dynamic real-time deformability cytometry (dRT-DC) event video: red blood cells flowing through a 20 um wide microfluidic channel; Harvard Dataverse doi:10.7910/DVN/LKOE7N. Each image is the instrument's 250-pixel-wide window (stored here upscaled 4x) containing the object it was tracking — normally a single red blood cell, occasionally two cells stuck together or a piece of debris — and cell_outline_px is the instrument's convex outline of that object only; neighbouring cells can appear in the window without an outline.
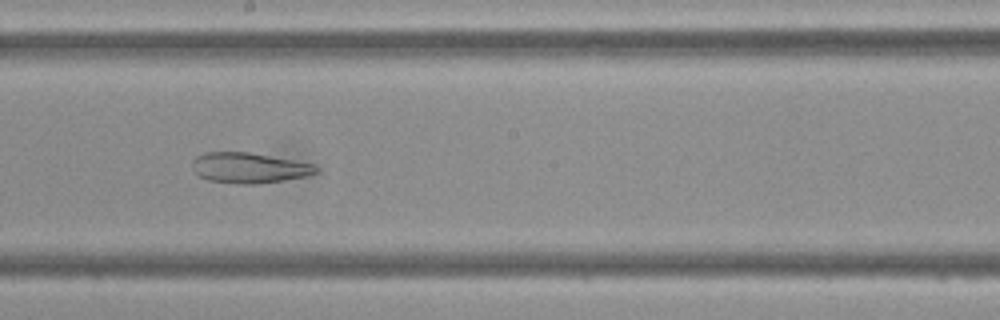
{"species": "Egyptian fruit bat (a non-hibernating species)", "species_latin": "Rousettus aegyptiacus", "temperature_condition": "cold", "stored_images_in_passage": 47, "camera_frame_rate_fps": 3000, "um_per_image_px": 0.085, "frame": {"image": 1, "passage_image": 26, "time_ms": 8.333, "image_size_px": [1000, 320], "cell_outline_px": [[320, 172], [308, 176], [284, 180], [256, 184], [240, 184], [208, 180], [200, 176], [192, 168], [192, 160], [196, 156], [204, 152], [248, 152], [316, 164], [320, 168]], "centroid_in_image_um": [21.22, 14.26], "position_along_channel_um": 227.0, "area_um2": 22.14}}
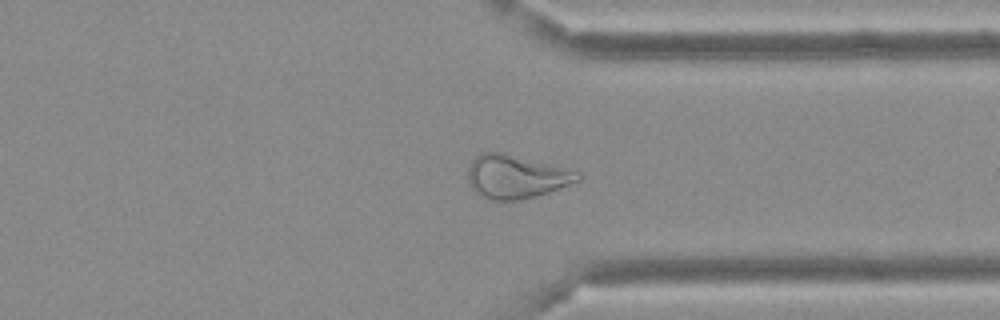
{"frame": {"image": 2, "passage_image": 36, "time_ms": 11.667, "image_size_px": [1000, 320], "cell_outline_px": [[580, 180], [548, 192], [520, 200], [492, 200], [480, 196], [472, 188], [468, 180], [468, 168], [472, 160], [480, 152], [504, 152], [580, 172]], "centroid_in_image_um": [43.82, 15.01], "position_along_channel_um": 367.6, "area_um2": 27.63}}
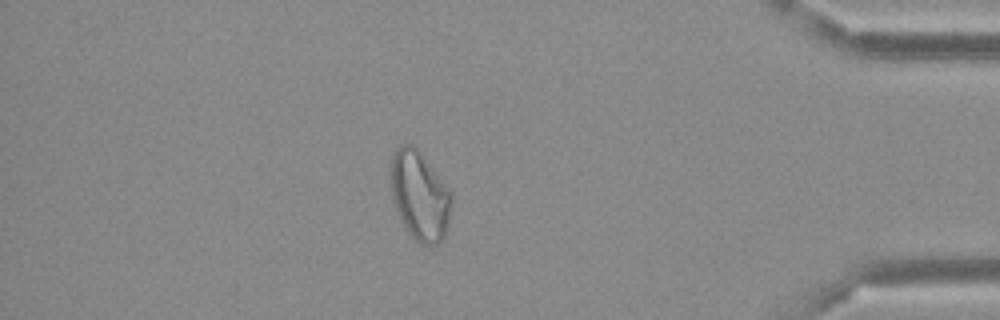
{"frame": {"image": 3, "passage_image": 41, "time_ms": 13.333, "image_size_px": [1000, 320], "cell_outline_px": [[452, 200], [448, 224], [444, 240], [428, 248], [420, 244], [412, 236], [404, 224], [396, 208], [392, 196], [392, 156], [396, 148], [400, 144], [412, 144], [420, 152], [452, 192]], "centroid_in_image_um": [35.71, 16.66], "position_along_channel_um": 399.5, "area_um2": 31.33}}